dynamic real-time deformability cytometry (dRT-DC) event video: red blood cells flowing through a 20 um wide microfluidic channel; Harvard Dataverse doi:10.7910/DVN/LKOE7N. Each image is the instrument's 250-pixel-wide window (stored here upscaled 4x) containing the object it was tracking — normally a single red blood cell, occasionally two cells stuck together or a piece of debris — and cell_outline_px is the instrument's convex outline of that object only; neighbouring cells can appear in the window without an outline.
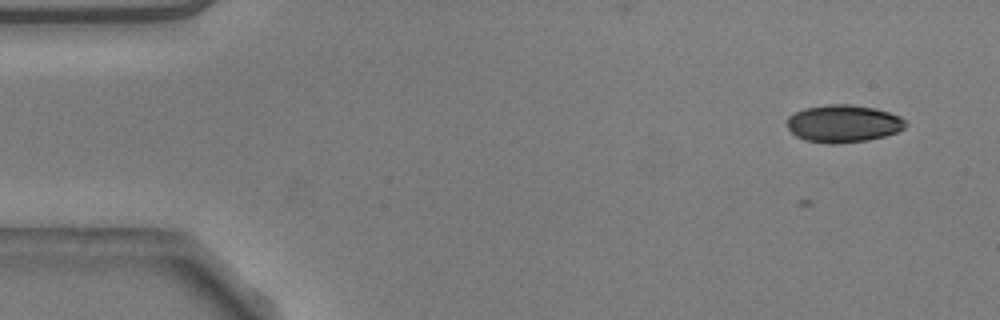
{"species": "common noctule bat (a hibernating species)", "species_latin": "Nyctalus noctula", "temperature_condition": "warm", "stored_images_in_passage": 8, "camera_frame_rate_fps": 3000, "um_per_image_px": 0.085, "animal": {"sex": "male", "body_mass_g": 20.5, "forearm_length_mm": 52.5}, "frame": {"image": 1, "passage_image": 1, "time_ms": 0.0, "image_size_px": [1000, 320], "cell_outline_px": [[908, 124], [904, 128], [896, 132], [884, 136], [868, 140], [832, 144], [828, 144], [804, 140], [796, 136], [788, 128], [784, 120], [788, 116], [804, 108], [828, 104], [852, 104], [876, 108], [900, 116]], "centroid_in_image_um": [71.65, 10.5], "position_along_channel_um": 13.3, "area_um2": 26.13}}